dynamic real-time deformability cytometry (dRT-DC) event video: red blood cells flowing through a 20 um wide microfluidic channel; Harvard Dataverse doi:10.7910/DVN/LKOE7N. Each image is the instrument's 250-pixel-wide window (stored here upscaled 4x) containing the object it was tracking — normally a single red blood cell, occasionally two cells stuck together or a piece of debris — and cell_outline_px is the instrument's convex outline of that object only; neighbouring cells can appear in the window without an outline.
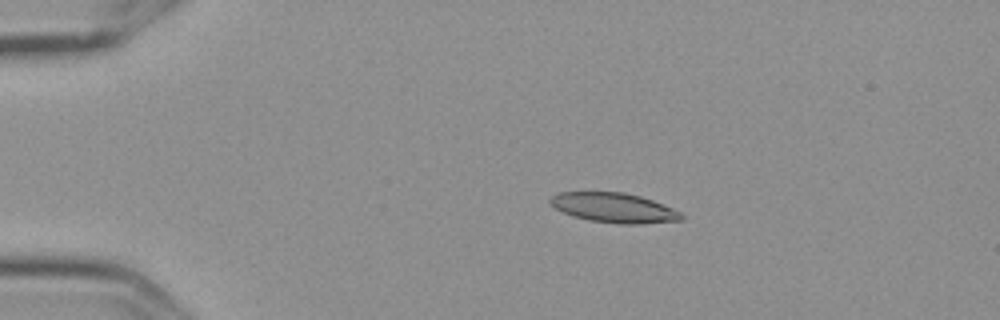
{"species": "Egyptian fruit bat (a non-hibernating species)", "species_latin": "Rousettus aegyptiacus", "temperature_condition": "cold", "stored_images_in_passage": 8, "camera_frame_rate_fps": 3000, "um_per_image_px": 0.085, "frame": {"image": 1, "passage_image": 4, "time_ms": 1.0, "image_size_px": [1000, 320], "cell_outline_px": [[684, 220], [640, 224], [620, 224], [588, 220], [572, 216], [556, 208], [548, 200], [552, 196], [560, 192], [624, 192], [640, 196], [652, 200], [672, 208], [680, 212], [684, 216]], "centroid_in_image_um": [52.21, 17.66], "position_along_channel_um": 32.8, "area_um2": 22.66}}
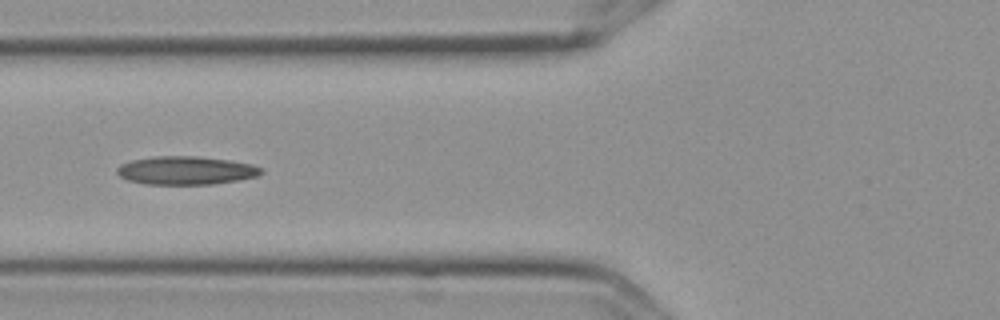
{"frame": {"image": 2, "passage_image": 7, "time_ms": 2.0, "image_size_px": [1000, 320], "cell_outline_px": [[264, 172], [260, 176], [212, 184], [144, 184], [128, 180], [120, 176], [116, 172], [116, 168], [120, 164], [132, 160], [156, 156], [196, 156], [228, 160], [252, 164], [264, 168]], "centroid_in_image_um": [15.82, 14.49], "position_along_channel_um": 110.0, "area_um2": 23.87}}
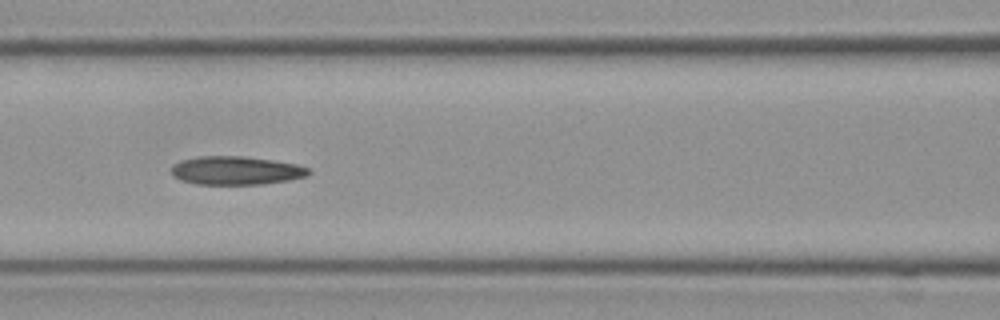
{"frame": {"image": 3, "passage_image": 8, "time_ms": 2.333, "image_size_px": [1000, 320], "cell_outline_px": [[312, 172], [308, 176], [288, 180], [264, 184], [196, 184], [180, 180], [172, 176], [172, 164], [184, 160], [200, 156], [240, 156], [272, 160], [296, 164], [308, 168]], "centroid_in_image_um": [20.07, 14.5], "position_along_channel_um": 146.5, "area_um2": 22.72}}